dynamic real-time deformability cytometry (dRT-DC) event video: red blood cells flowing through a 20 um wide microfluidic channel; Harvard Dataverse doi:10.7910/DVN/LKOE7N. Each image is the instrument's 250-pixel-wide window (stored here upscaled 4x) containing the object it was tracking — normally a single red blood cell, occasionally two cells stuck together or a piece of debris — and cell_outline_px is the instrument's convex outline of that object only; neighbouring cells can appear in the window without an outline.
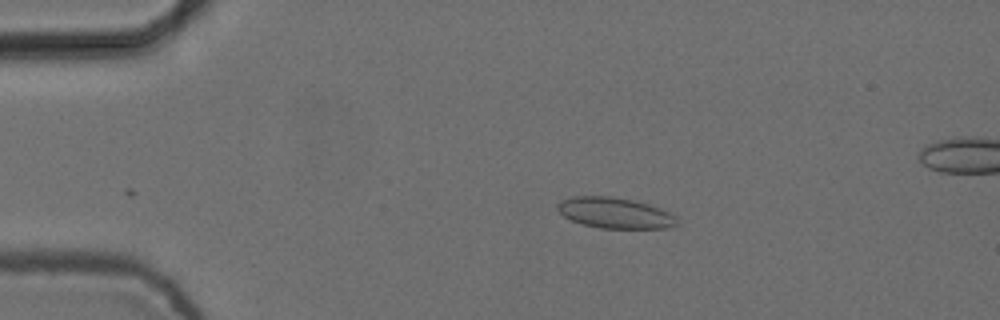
{"species": "common noctule bat (a hibernating species)", "species_latin": "Nyctalus noctula", "temperature_condition": "cold", "stored_images_in_passage": 3, "camera_frame_rate_fps": 3000, "um_per_image_px": 0.085, "animal": {"sex": "female", "body_mass_g": 24.6, "forearm_length_mm": 56.2}, "frame": {"image": 1, "passage_image": 1, "time_ms": 0.0, "image_size_px": [1000, 320], "cell_outline_px": [[676, 224], [668, 228], [600, 228], [584, 224], [572, 220], [564, 216], [556, 208], [556, 204], [564, 200], [576, 196], [612, 196], [632, 200], [648, 204], [660, 208], [676, 216]], "centroid_in_image_um": [52.27, 18.1], "position_along_channel_um": 32.7, "area_um2": 21.15}}